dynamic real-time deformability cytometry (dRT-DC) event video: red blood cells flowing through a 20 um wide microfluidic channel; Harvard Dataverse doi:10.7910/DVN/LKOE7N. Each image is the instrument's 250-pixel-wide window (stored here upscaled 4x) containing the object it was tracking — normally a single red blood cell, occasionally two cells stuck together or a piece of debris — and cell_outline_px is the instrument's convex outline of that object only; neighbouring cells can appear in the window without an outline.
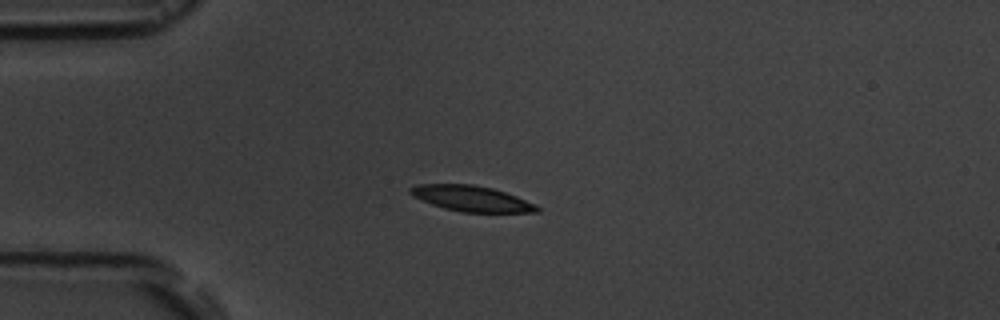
{"species": "common noctule bat (a hibernating species)", "species_latin": "Nyctalus noctula", "temperature_condition": "room temperature", "stored_images_in_passage": 1, "camera_frame_rate_fps": 3000, "um_per_image_px": 0.085, "animal": {"sex": "male", "body_mass_g": 19.5, "forearm_length_mm": 54.6}, "frame": {"image": 1, "passage_image": 1, "time_ms": 0.0, "image_size_px": [1000, 320], "cell_outline_px": [[540, 212], [460, 212], [444, 208], [432, 204], [412, 196], [408, 192], [408, 188], [420, 184], [472, 184], [492, 188], [516, 196], [536, 204], [540, 208]], "centroid_in_image_um": [40.07, 16.87], "position_along_channel_um": 44.9, "area_um2": 18.9}}